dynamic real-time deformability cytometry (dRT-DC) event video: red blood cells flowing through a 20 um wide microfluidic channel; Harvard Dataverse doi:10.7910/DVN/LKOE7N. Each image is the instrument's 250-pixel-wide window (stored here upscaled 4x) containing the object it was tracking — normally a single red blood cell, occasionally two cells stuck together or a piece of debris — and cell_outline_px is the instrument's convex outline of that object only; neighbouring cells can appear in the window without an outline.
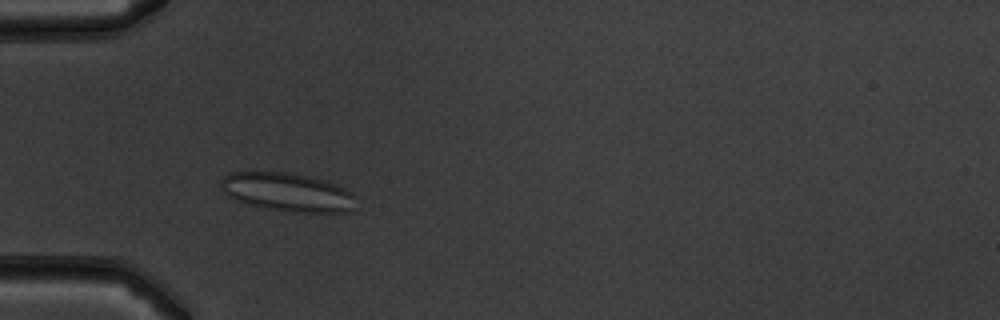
{"species": "common noctule bat (a hibernating species)", "species_latin": "Nyctalus noctula", "temperature_condition": "warm", "stored_images_in_passage": 41, "camera_frame_rate_fps": 3000, "um_per_image_px": 0.085, "animal": {"sex": "male", "body_mass_g": 19.5, "forearm_length_mm": 54.6}, "frame": {"image": 1, "passage_image": 5, "time_ms": 1.333, "image_size_px": [1000, 320], "cell_outline_px": [[356, 196], [352, 208], [348, 212], [292, 212], [268, 208], [248, 204], [236, 200], [228, 196], [224, 192], [220, 184], [220, 180], [224, 176], [232, 172], [284, 172], [308, 176], [344, 188], [352, 192]], "centroid_in_image_um": [24.41, 16.33], "position_along_channel_um": 60.6, "area_um2": 29.94}}
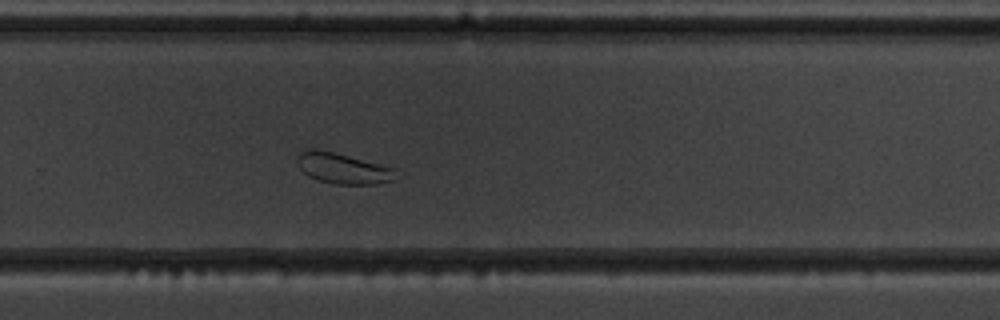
{"frame": {"image": 2, "passage_image": 24, "time_ms": 7.667, "image_size_px": [1000, 320], "cell_outline_px": [[396, 168], [392, 180], [376, 184], [332, 184], [308, 176], [300, 168], [300, 152], [312, 148], [316, 148]], "centroid_in_image_um": [29.16, 14.32], "position_along_channel_um": 300.6, "area_um2": 17.11}}
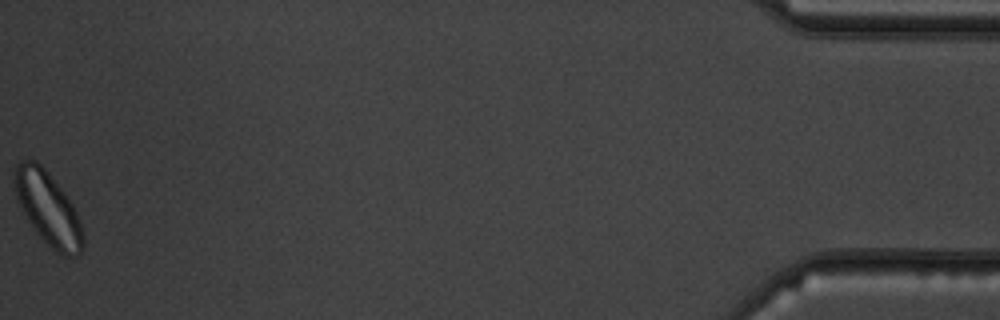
{"frame": {"image": 3, "passage_image": 41, "time_ms": 13.333, "image_size_px": [1000, 320], "cell_outline_px": [[84, 248], [80, 256], [64, 256], [52, 248], [36, 232], [16, 200], [12, 180], [16, 164], [20, 160], [36, 160], [48, 172], [72, 204], [76, 212], [84, 236]], "centroid_in_image_um": [4.06, 17.71], "position_along_channel_um": 431.1, "area_um2": 29.07}, "authors_computed_cell_mechanics": {"area_um2": 23.5824, "velocity_mm_per_s": 3.8718, "shape_relaxation_time_tau1_ms": null, "shape_relaxation_time_tau2_ms": 0.7264, "deformation_change_tau1": null, "deformation_change_tau2": 0.0709}}